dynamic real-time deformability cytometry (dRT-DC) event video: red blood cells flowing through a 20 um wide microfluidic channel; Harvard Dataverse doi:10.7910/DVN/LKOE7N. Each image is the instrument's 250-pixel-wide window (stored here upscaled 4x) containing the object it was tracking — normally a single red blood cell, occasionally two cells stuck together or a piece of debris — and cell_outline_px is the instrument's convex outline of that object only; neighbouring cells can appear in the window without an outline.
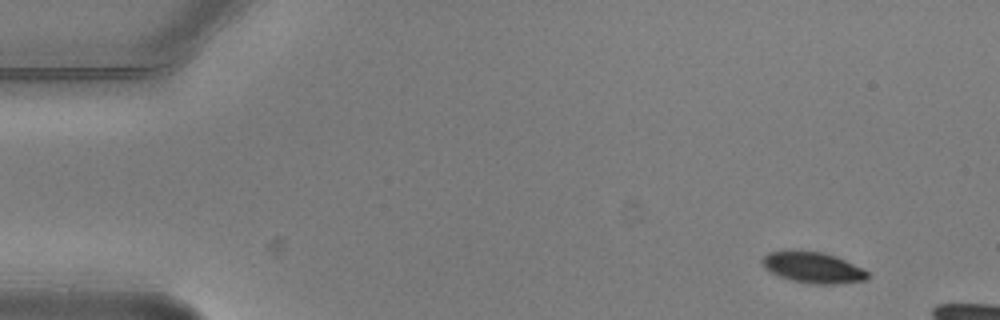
{"species": "common noctule bat (a hibernating species)", "species_latin": "Nyctalus noctula", "temperature_condition": "warm", "stored_images_in_passage": 4, "camera_frame_rate_fps": 3000, "um_per_image_px": 0.085, "animal": {"sex": "male", "body_mass_g": 20.5, "forearm_length_mm": 52.5}, "frame": {"image": 1, "passage_image": 1, "time_ms": 0.0, "image_size_px": [1000, 320], "cell_outline_px": [[868, 280], [836, 284], [816, 284], [792, 280], [780, 276], [764, 268], [760, 264], [760, 260], [768, 252], [792, 248], [824, 252], [836, 256], [868, 272]], "centroid_in_image_um": [69.03, 22.7], "position_along_channel_um": 16.0, "area_um2": 19.36}}